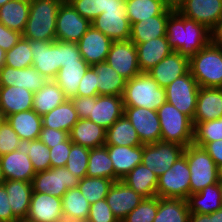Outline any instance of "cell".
<instances>
[{
  "instance_id": "obj_24",
  "label": "cell",
  "mask_w": 222,
  "mask_h": 222,
  "mask_svg": "<svg viewBox=\"0 0 222 222\" xmlns=\"http://www.w3.org/2000/svg\"><path fill=\"white\" fill-rule=\"evenodd\" d=\"M174 10L175 7L169 5L160 15L133 23L131 25L130 40L134 44H140L154 38L166 37L168 17Z\"/></svg>"
},
{
  "instance_id": "obj_67",
  "label": "cell",
  "mask_w": 222,
  "mask_h": 222,
  "mask_svg": "<svg viewBox=\"0 0 222 222\" xmlns=\"http://www.w3.org/2000/svg\"><path fill=\"white\" fill-rule=\"evenodd\" d=\"M4 181H5V178H4L3 171L1 168V163H0V186L3 185Z\"/></svg>"
},
{
  "instance_id": "obj_50",
  "label": "cell",
  "mask_w": 222,
  "mask_h": 222,
  "mask_svg": "<svg viewBox=\"0 0 222 222\" xmlns=\"http://www.w3.org/2000/svg\"><path fill=\"white\" fill-rule=\"evenodd\" d=\"M84 18L92 22L109 6V0H67Z\"/></svg>"
},
{
  "instance_id": "obj_6",
  "label": "cell",
  "mask_w": 222,
  "mask_h": 222,
  "mask_svg": "<svg viewBox=\"0 0 222 222\" xmlns=\"http://www.w3.org/2000/svg\"><path fill=\"white\" fill-rule=\"evenodd\" d=\"M157 115L161 125V141L176 143L185 148L193 143L194 126L187 115L167 102L157 110Z\"/></svg>"
},
{
  "instance_id": "obj_31",
  "label": "cell",
  "mask_w": 222,
  "mask_h": 222,
  "mask_svg": "<svg viewBox=\"0 0 222 222\" xmlns=\"http://www.w3.org/2000/svg\"><path fill=\"white\" fill-rule=\"evenodd\" d=\"M121 181L144 198L157 196L158 176L143 164L137 165Z\"/></svg>"
},
{
  "instance_id": "obj_17",
  "label": "cell",
  "mask_w": 222,
  "mask_h": 222,
  "mask_svg": "<svg viewBox=\"0 0 222 222\" xmlns=\"http://www.w3.org/2000/svg\"><path fill=\"white\" fill-rule=\"evenodd\" d=\"M123 114L124 104L122 96L98 95L91 97V109L88 119L106 130Z\"/></svg>"
},
{
  "instance_id": "obj_57",
  "label": "cell",
  "mask_w": 222,
  "mask_h": 222,
  "mask_svg": "<svg viewBox=\"0 0 222 222\" xmlns=\"http://www.w3.org/2000/svg\"><path fill=\"white\" fill-rule=\"evenodd\" d=\"M22 33L11 30L0 22V48L5 52L14 47L21 39Z\"/></svg>"
},
{
  "instance_id": "obj_30",
  "label": "cell",
  "mask_w": 222,
  "mask_h": 222,
  "mask_svg": "<svg viewBox=\"0 0 222 222\" xmlns=\"http://www.w3.org/2000/svg\"><path fill=\"white\" fill-rule=\"evenodd\" d=\"M34 93L18 86L0 87V108L5 116L31 110Z\"/></svg>"
},
{
  "instance_id": "obj_54",
  "label": "cell",
  "mask_w": 222,
  "mask_h": 222,
  "mask_svg": "<svg viewBox=\"0 0 222 222\" xmlns=\"http://www.w3.org/2000/svg\"><path fill=\"white\" fill-rule=\"evenodd\" d=\"M72 144L69 137L65 142L49 148L51 168L66 166Z\"/></svg>"
},
{
  "instance_id": "obj_42",
  "label": "cell",
  "mask_w": 222,
  "mask_h": 222,
  "mask_svg": "<svg viewBox=\"0 0 222 222\" xmlns=\"http://www.w3.org/2000/svg\"><path fill=\"white\" fill-rule=\"evenodd\" d=\"M168 6L164 0H125L130 25L160 15Z\"/></svg>"
},
{
  "instance_id": "obj_56",
  "label": "cell",
  "mask_w": 222,
  "mask_h": 222,
  "mask_svg": "<svg viewBox=\"0 0 222 222\" xmlns=\"http://www.w3.org/2000/svg\"><path fill=\"white\" fill-rule=\"evenodd\" d=\"M81 58V53L77 43L60 41L61 67L64 66V64L77 63V61Z\"/></svg>"
},
{
  "instance_id": "obj_33",
  "label": "cell",
  "mask_w": 222,
  "mask_h": 222,
  "mask_svg": "<svg viewBox=\"0 0 222 222\" xmlns=\"http://www.w3.org/2000/svg\"><path fill=\"white\" fill-rule=\"evenodd\" d=\"M6 121L20 139L37 140L42 129V117L33 109L14 113L6 117Z\"/></svg>"
},
{
  "instance_id": "obj_49",
  "label": "cell",
  "mask_w": 222,
  "mask_h": 222,
  "mask_svg": "<svg viewBox=\"0 0 222 222\" xmlns=\"http://www.w3.org/2000/svg\"><path fill=\"white\" fill-rule=\"evenodd\" d=\"M158 210V196L144 198L121 222H153Z\"/></svg>"
},
{
  "instance_id": "obj_27",
  "label": "cell",
  "mask_w": 222,
  "mask_h": 222,
  "mask_svg": "<svg viewBox=\"0 0 222 222\" xmlns=\"http://www.w3.org/2000/svg\"><path fill=\"white\" fill-rule=\"evenodd\" d=\"M69 136L74 144L93 149L105 146L106 129L89 119H79Z\"/></svg>"
},
{
  "instance_id": "obj_10",
  "label": "cell",
  "mask_w": 222,
  "mask_h": 222,
  "mask_svg": "<svg viewBox=\"0 0 222 222\" xmlns=\"http://www.w3.org/2000/svg\"><path fill=\"white\" fill-rule=\"evenodd\" d=\"M185 147L176 143L158 141L143 145L142 164L158 177L164 174L179 157Z\"/></svg>"
},
{
  "instance_id": "obj_37",
  "label": "cell",
  "mask_w": 222,
  "mask_h": 222,
  "mask_svg": "<svg viewBox=\"0 0 222 222\" xmlns=\"http://www.w3.org/2000/svg\"><path fill=\"white\" fill-rule=\"evenodd\" d=\"M30 12V0H10L0 7V22L23 33Z\"/></svg>"
},
{
  "instance_id": "obj_21",
  "label": "cell",
  "mask_w": 222,
  "mask_h": 222,
  "mask_svg": "<svg viewBox=\"0 0 222 222\" xmlns=\"http://www.w3.org/2000/svg\"><path fill=\"white\" fill-rule=\"evenodd\" d=\"M189 72V58L172 51L156 66L151 68L148 73L159 84L166 88L175 79Z\"/></svg>"
},
{
  "instance_id": "obj_45",
  "label": "cell",
  "mask_w": 222,
  "mask_h": 222,
  "mask_svg": "<svg viewBox=\"0 0 222 222\" xmlns=\"http://www.w3.org/2000/svg\"><path fill=\"white\" fill-rule=\"evenodd\" d=\"M113 180L99 177H84L79 180L78 188L90 204L105 199Z\"/></svg>"
},
{
  "instance_id": "obj_1",
  "label": "cell",
  "mask_w": 222,
  "mask_h": 222,
  "mask_svg": "<svg viewBox=\"0 0 222 222\" xmlns=\"http://www.w3.org/2000/svg\"><path fill=\"white\" fill-rule=\"evenodd\" d=\"M166 37L173 51L188 58L211 42L206 26L184 17L176 9L168 17Z\"/></svg>"
},
{
  "instance_id": "obj_20",
  "label": "cell",
  "mask_w": 222,
  "mask_h": 222,
  "mask_svg": "<svg viewBox=\"0 0 222 222\" xmlns=\"http://www.w3.org/2000/svg\"><path fill=\"white\" fill-rule=\"evenodd\" d=\"M111 44L112 40L92 25L77 42L81 57L90 66L106 61Z\"/></svg>"
},
{
  "instance_id": "obj_39",
  "label": "cell",
  "mask_w": 222,
  "mask_h": 222,
  "mask_svg": "<svg viewBox=\"0 0 222 222\" xmlns=\"http://www.w3.org/2000/svg\"><path fill=\"white\" fill-rule=\"evenodd\" d=\"M78 120L79 117L71 99H67L42 116V127L63 130L70 133Z\"/></svg>"
},
{
  "instance_id": "obj_19",
  "label": "cell",
  "mask_w": 222,
  "mask_h": 222,
  "mask_svg": "<svg viewBox=\"0 0 222 222\" xmlns=\"http://www.w3.org/2000/svg\"><path fill=\"white\" fill-rule=\"evenodd\" d=\"M34 222H64L61 198L32 192L27 217Z\"/></svg>"
},
{
  "instance_id": "obj_25",
  "label": "cell",
  "mask_w": 222,
  "mask_h": 222,
  "mask_svg": "<svg viewBox=\"0 0 222 222\" xmlns=\"http://www.w3.org/2000/svg\"><path fill=\"white\" fill-rule=\"evenodd\" d=\"M113 163L115 181L122 180L137 165L142 164L143 145L116 146L105 145Z\"/></svg>"
},
{
  "instance_id": "obj_68",
  "label": "cell",
  "mask_w": 222,
  "mask_h": 222,
  "mask_svg": "<svg viewBox=\"0 0 222 222\" xmlns=\"http://www.w3.org/2000/svg\"><path fill=\"white\" fill-rule=\"evenodd\" d=\"M218 177L219 181H222V165L218 166Z\"/></svg>"
},
{
  "instance_id": "obj_51",
  "label": "cell",
  "mask_w": 222,
  "mask_h": 222,
  "mask_svg": "<svg viewBox=\"0 0 222 222\" xmlns=\"http://www.w3.org/2000/svg\"><path fill=\"white\" fill-rule=\"evenodd\" d=\"M20 140L10 124L5 121L0 127V156L17 150Z\"/></svg>"
},
{
  "instance_id": "obj_53",
  "label": "cell",
  "mask_w": 222,
  "mask_h": 222,
  "mask_svg": "<svg viewBox=\"0 0 222 222\" xmlns=\"http://www.w3.org/2000/svg\"><path fill=\"white\" fill-rule=\"evenodd\" d=\"M97 73L95 69L90 66L85 75L79 82V87L75 96L81 97H95L98 96L97 92Z\"/></svg>"
},
{
  "instance_id": "obj_61",
  "label": "cell",
  "mask_w": 222,
  "mask_h": 222,
  "mask_svg": "<svg viewBox=\"0 0 222 222\" xmlns=\"http://www.w3.org/2000/svg\"><path fill=\"white\" fill-rule=\"evenodd\" d=\"M211 43L222 48V18L210 30Z\"/></svg>"
},
{
  "instance_id": "obj_59",
  "label": "cell",
  "mask_w": 222,
  "mask_h": 222,
  "mask_svg": "<svg viewBox=\"0 0 222 222\" xmlns=\"http://www.w3.org/2000/svg\"><path fill=\"white\" fill-rule=\"evenodd\" d=\"M70 99L77 111L79 119H88L91 109V97L74 96Z\"/></svg>"
},
{
  "instance_id": "obj_4",
  "label": "cell",
  "mask_w": 222,
  "mask_h": 222,
  "mask_svg": "<svg viewBox=\"0 0 222 222\" xmlns=\"http://www.w3.org/2000/svg\"><path fill=\"white\" fill-rule=\"evenodd\" d=\"M189 71L200 87L222 88V48L210 42L189 58Z\"/></svg>"
},
{
  "instance_id": "obj_11",
  "label": "cell",
  "mask_w": 222,
  "mask_h": 222,
  "mask_svg": "<svg viewBox=\"0 0 222 222\" xmlns=\"http://www.w3.org/2000/svg\"><path fill=\"white\" fill-rule=\"evenodd\" d=\"M31 183L33 192L48 193L62 198L68 189L78 186L79 179L67 168L56 167L36 172Z\"/></svg>"
},
{
  "instance_id": "obj_69",
  "label": "cell",
  "mask_w": 222,
  "mask_h": 222,
  "mask_svg": "<svg viewBox=\"0 0 222 222\" xmlns=\"http://www.w3.org/2000/svg\"><path fill=\"white\" fill-rule=\"evenodd\" d=\"M13 222H34V221H31L29 220L28 218H21V219H16L15 221Z\"/></svg>"
},
{
  "instance_id": "obj_16",
  "label": "cell",
  "mask_w": 222,
  "mask_h": 222,
  "mask_svg": "<svg viewBox=\"0 0 222 222\" xmlns=\"http://www.w3.org/2000/svg\"><path fill=\"white\" fill-rule=\"evenodd\" d=\"M175 9L209 30L222 18V0H181Z\"/></svg>"
},
{
  "instance_id": "obj_35",
  "label": "cell",
  "mask_w": 222,
  "mask_h": 222,
  "mask_svg": "<svg viewBox=\"0 0 222 222\" xmlns=\"http://www.w3.org/2000/svg\"><path fill=\"white\" fill-rule=\"evenodd\" d=\"M90 65L81 58L77 63L64 64L54 79L63 90L64 95L70 99L77 93L79 82L85 75Z\"/></svg>"
},
{
  "instance_id": "obj_47",
  "label": "cell",
  "mask_w": 222,
  "mask_h": 222,
  "mask_svg": "<svg viewBox=\"0 0 222 222\" xmlns=\"http://www.w3.org/2000/svg\"><path fill=\"white\" fill-rule=\"evenodd\" d=\"M222 140V118L199 122L194 127L195 145L204 147L208 142Z\"/></svg>"
},
{
  "instance_id": "obj_70",
  "label": "cell",
  "mask_w": 222,
  "mask_h": 222,
  "mask_svg": "<svg viewBox=\"0 0 222 222\" xmlns=\"http://www.w3.org/2000/svg\"><path fill=\"white\" fill-rule=\"evenodd\" d=\"M10 0H0V7L3 6L6 2H9Z\"/></svg>"
},
{
  "instance_id": "obj_52",
  "label": "cell",
  "mask_w": 222,
  "mask_h": 222,
  "mask_svg": "<svg viewBox=\"0 0 222 222\" xmlns=\"http://www.w3.org/2000/svg\"><path fill=\"white\" fill-rule=\"evenodd\" d=\"M86 222H119L113 215L106 199L91 204L89 216Z\"/></svg>"
},
{
  "instance_id": "obj_3",
  "label": "cell",
  "mask_w": 222,
  "mask_h": 222,
  "mask_svg": "<svg viewBox=\"0 0 222 222\" xmlns=\"http://www.w3.org/2000/svg\"><path fill=\"white\" fill-rule=\"evenodd\" d=\"M122 99L124 106L157 111L166 102L165 88L160 87L148 72H141L126 81Z\"/></svg>"
},
{
  "instance_id": "obj_8",
  "label": "cell",
  "mask_w": 222,
  "mask_h": 222,
  "mask_svg": "<svg viewBox=\"0 0 222 222\" xmlns=\"http://www.w3.org/2000/svg\"><path fill=\"white\" fill-rule=\"evenodd\" d=\"M190 195V171L182 155L164 174L158 177L157 196L187 200Z\"/></svg>"
},
{
  "instance_id": "obj_12",
  "label": "cell",
  "mask_w": 222,
  "mask_h": 222,
  "mask_svg": "<svg viewBox=\"0 0 222 222\" xmlns=\"http://www.w3.org/2000/svg\"><path fill=\"white\" fill-rule=\"evenodd\" d=\"M90 26L91 22L82 17L67 0L62 2L56 18V40L77 43Z\"/></svg>"
},
{
  "instance_id": "obj_48",
  "label": "cell",
  "mask_w": 222,
  "mask_h": 222,
  "mask_svg": "<svg viewBox=\"0 0 222 222\" xmlns=\"http://www.w3.org/2000/svg\"><path fill=\"white\" fill-rule=\"evenodd\" d=\"M90 149L81 145L72 144L65 168L79 180L86 177Z\"/></svg>"
},
{
  "instance_id": "obj_23",
  "label": "cell",
  "mask_w": 222,
  "mask_h": 222,
  "mask_svg": "<svg viewBox=\"0 0 222 222\" xmlns=\"http://www.w3.org/2000/svg\"><path fill=\"white\" fill-rule=\"evenodd\" d=\"M219 118H222V88L200 87L193 126Z\"/></svg>"
},
{
  "instance_id": "obj_7",
  "label": "cell",
  "mask_w": 222,
  "mask_h": 222,
  "mask_svg": "<svg viewBox=\"0 0 222 222\" xmlns=\"http://www.w3.org/2000/svg\"><path fill=\"white\" fill-rule=\"evenodd\" d=\"M91 25L112 41L129 40L131 25L126 16L125 0H109V6Z\"/></svg>"
},
{
  "instance_id": "obj_64",
  "label": "cell",
  "mask_w": 222,
  "mask_h": 222,
  "mask_svg": "<svg viewBox=\"0 0 222 222\" xmlns=\"http://www.w3.org/2000/svg\"><path fill=\"white\" fill-rule=\"evenodd\" d=\"M5 55L6 52L0 48V69L5 65Z\"/></svg>"
},
{
  "instance_id": "obj_44",
  "label": "cell",
  "mask_w": 222,
  "mask_h": 222,
  "mask_svg": "<svg viewBox=\"0 0 222 222\" xmlns=\"http://www.w3.org/2000/svg\"><path fill=\"white\" fill-rule=\"evenodd\" d=\"M86 176L115 181L113 163L109 158L106 146L90 149Z\"/></svg>"
},
{
  "instance_id": "obj_13",
  "label": "cell",
  "mask_w": 222,
  "mask_h": 222,
  "mask_svg": "<svg viewBox=\"0 0 222 222\" xmlns=\"http://www.w3.org/2000/svg\"><path fill=\"white\" fill-rule=\"evenodd\" d=\"M106 62L126 80L141 73L136 45L130 39L112 41Z\"/></svg>"
},
{
  "instance_id": "obj_41",
  "label": "cell",
  "mask_w": 222,
  "mask_h": 222,
  "mask_svg": "<svg viewBox=\"0 0 222 222\" xmlns=\"http://www.w3.org/2000/svg\"><path fill=\"white\" fill-rule=\"evenodd\" d=\"M189 216L187 200L158 197V210L153 222H188Z\"/></svg>"
},
{
  "instance_id": "obj_14",
  "label": "cell",
  "mask_w": 222,
  "mask_h": 222,
  "mask_svg": "<svg viewBox=\"0 0 222 222\" xmlns=\"http://www.w3.org/2000/svg\"><path fill=\"white\" fill-rule=\"evenodd\" d=\"M30 50L33 55L32 66L46 79L54 80L60 63V41L30 40Z\"/></svg>"
},
{
  "instance_id": "obj_40",
  "label": "cell",
  "mask_w": 222,
  "mask_h": 222,
  "mask_svg": "<svg viewBox=\"0 0 222 222\" xmlns=\"http://www.w3.org/2000/svg\"><path fill=\"white\" fill-rule=\"evenodd\" d=\"M105 145L139 146L143 145L129 119L123 114L110 128L106 130Z\"/></svg>"
},
{
  "instance_id": "obj_55",
  "label": "cell",
  "mask_w": 222,
  "mask_h": 222,
  "mask_svg": "<svg viewBox=\"0 0 222 222\" xmlns=\"http://www.w3.org/2000/svg\"><path fill=\"white\" fill-rule=\"evenodd\" d=\"M69 137V133L66 131L42 127L39 140L51 148L65 142Z\"/></svg>"
},
{
  "instance_id": "obj_60",
  "label": "cell",
  "mask_w": 222,
  "mask_h": 222,
  "mask_svg": "<svg viewBox=\"0 0 222 222\" xmlns=\"http://www.w3.org/2000/svg\"><path fill=\"white\" fill-rule=\"evenodd\" d=\"M217 166L222 165V140L208 142L203 147Z\"/></svg>"
},
{
  "instance_id": "obj_58",
  "label": "cell",
  "mask_w": 222,
  "mask_h": 222,
  "mask_svg": "<svg viewBox=\"0 0 222 222\" xmlns=\"http://www.w3.org/2000/svg\"><path fill=\"white\" fill-rule=\"evenodd\" d=\"M8 194L4 185L0 186V222H13L16 218L13 216L9 205Z\"/></svg>"
},
{
  "instance_id": "obj_29",
  "label": "cell",
  "mask_w": 222,
  "mask_h": 222,
  "mask_svg": "<svg viewBox=\"0 0 222 222\" xmlns=\"http://www.w3.org/2000/svg\"><path fill=\"white\" fill-rule=\"evenodd\" d=\"M3 185L8 194L13 216L16 219L26 218L33 192L32 183L19 180H5Z\"/></svg>"
},
{
  "instance_id": "obj_46",
  "label": "cell",
  "mask_w": 222,
  "mask_h": 222,
  "mask_svg": "<svg viewBox=\"0 0 222 222\" xmlns=\"http://www.w3.org/2000/svg\"><path fill=\"white\" fill-rule=\"evenodd\" d=\"M33 55L30 50V40L21 37L18 43L5 55V65L23 69L32 66Z\"/></svg>"
},
{
  "instance_id": "obj_62",
  "label": "cell",
  "mask_w": 222,
  "mask_h": 222,
  "mask_svg": "<svg viewBox=\"0 0 222 222\" xmlns=\"http://www.w3.org/2000/svg\"><path fill=\"white\" fill-rule=\"evenodd\" d=\"M188 222H210V214L190 212Z\"/></svg>"
},
{
  "instance_id": "obj_66",
  "label": "cell",
  "mask_w": 222,
  "mask_h": 222,
  "mask_svg": "<svg viewBox=\"0 0 222 222\" xmlns=\"http://www.w3.org/2000/svg\"><path fill=\"white\" fill-rule=\"evenodd\" d=\"M5 121H6V116L4 112L2 111V109L0 108V127Z\"/></svg>"
},
{
  "instance_id": "obj_71",
  "label": "cell",
  "mask_w": 222,
  "mask_h": 222,
  "mask_svg": "<svg viewBox=\"0 0 222 222\" xmlns=\"http://www.w3.org/2000/svg\"><path fill=\"white\" fill-rule=\"evenodd\" d=\"M220 188H221V199H222V181H219Z\"/></svg>"
},
{
  "instance_id": "obj_26",
  "label": "cell",
  "mask_w": 222,
  "mask_h": 222,
  "mask_svg": "<svg viewBox=\"0 0 222 222\" xmlns=\"http://www.w3.org/2000/svg\"><path fill=\"white\" fill-rule=\"evenodd\" d=\"M0 163L5 180L32 182L36 174L29 156L18 150L0 156Z\"/></svg>"
},
{
  "instance_id": "obj_34",
  "label": "cell",
  "mask_w": 222,
  "mask_h": 222,
  "mask_svg": "<svg viewBox=\"0 0 222 222\" xmlns=\"http://www.w3.org/2000/svg\"><path fill=\"white\" fill-rule=\"evenodd\" d=\"M189 211L192 213L211 214L222 208L220 184L206 186L199 193L187 198Z\"/></svg>"
},
{
  "instance_id": "obj_28",
  "label": "cell",
  "mask_w": 222,
  "mask_h": 222,
  "mask_svg": "<svg viewBox=\"0 0 222 222\" xmlns=\"http://www.w3.org/2000/svg\"><path fill=\"white\" fill-rule=\"evenodd\" d=\"M135 45L141 72H148L173 51L167 37H158Z\"/></svg>"
},
{
  "instance_id": "obj_22",
  "label": "cell",
  "mask_w": 222,
  "mask_h": 222,
  "mask_svg": "<svg viewBox=\"0 0 222 222\" xmlns=\"http://www.w3.org/2000/svg\"><path fill=\"white\" fill-rule=\"evenodd\" d=\"M47 81L33 66L17 69L4 65L0 69V87L18 86L35 93Z\"/></svg>"
},
{
  "instance_id": "obj_36",
  "label": "cell",
  "mask_w": 222,
  "mask_h": 222,
  "mask_svg": "<svg viewBox=\"0 0 222 222\" xmlns=\"http://www.w3.org/2000/svg\"><path fill=\"white\" fill-rule=\"evenodd\" d=\"M97 73L98 95L122 96L126 79L119 75L106 61L92 66Z\"/></svg>"
},
{
  "instance_id": "obj_9",
  "label": "cell",
  "mask_w": 222,
  "mask_h": 222,
  "mask_svg": "<svg viewBox=\"0 0 222 222\" xmlns=\"http://www.w3.org/2000/svg\"><path fill=\"white\" fill-rule=\"evenodd\" d=\"M200 86L189 71L165 88L166 102L187 115L192 121Z\"/></svg>"
},
{
  "instance_id": "obj_18",
  "label": "cell",
  "mask_w": 222,
  "mask_h": 222,
  "mask_svg": "<svg viewBox=\"0 0 222 222\" xmlns=\"http://www.w3.org/2000/svg\"><path fill=\"white\" fill-rule=\"evenodd\" d=\"M113 215L121 222L144 199L121 180L114 181L106 196Z\"/></svg>"
},
{
  "instance_id": "obj_5",
  "label": "cell",
  "mask_w": 222,
  "mask_h": 222,
  "mask_svg": "<svg viewBox=\"0 0 222 222\" xmlns=\"http://www.w3.org/2000/svg\"><path fill=\"white\" fill-rule=\"evenodd\" d=\"M183 155L190 171V195L219 183L218 166L203 147L192 143L184 149Z\"/></svg>"
},
{
  "instance_id": "obj_32",
  "label": "cell",
  "mask_w": 222,
  "mask_h": 222,
  "mask_svg": "<svg viewBox=\"0 0 222 222\" xmlns=\"http://www.w3.org/2000/svg\"><path fill=\"white\" fill-rule=\"evenodd\" d=\"M65 222H86L91 204L78 187L68 189L61 198Z\"/></svg>"
},
{
  "instance_id": "obj_43",
  "label": "cell",
  "mask_w": 222,
  "mask_h": 222,
  "mask_svg": "<svg viewBox=\"0 0 222 222\" xmlns=\"http://www.w3.org/2000/svg\"><path fill=\"white\" fill-rule=\"evenodd\" d=\"M17 150L29 156L35 172L45 171L51 168L49 148L39 139H21Z\"/></svg>"
},
{
  "instance_id": "obj_63",
  "label": "cell",
  "mask_w": 222,
  "mask_h": 222,
  "mask_svg": "<svg viewBox=\"0 0 222 222\" xmlns=\"http://www.w3.org/2000/svg\"><path fill=\"white\" fill-rule=\"evenodd\" d=\"M210 222H222V208L210 214Z\"/></svg>"
},
{
  "instance_id": "obj_38",
  "label": "cell",
  "mask_w": 222,
  "mask_h": 222,
  "mask_svg": "<svg viewBox=\"0 0 222 222\" xmlns=\"http://www.w3.org/2000/svg\"><path fill=\"white\" fill-rule=\"evenodd\" d=\"M67 99L58 84L54 80H48L34 93L32 109L42 117Z\"/></svg>"
},
{
  "instance_id": "obj_2",
  "label": "cell",
  "mask_w": 222,
  "mask_h": 222,
  "mask_svg": "<svg viewBox=\"0 0 222 222\" xmlns=\"http://www.w3.org/2000/svg\"><path fill=\"white\" fill-rule=\"evenodd\" d=\"M64 0H30V12L22 37L28 40H56L57 12Z\"/></svg>"
},
{
  "instance_id": "obj_15",
  "label": "cell",
  "mask_w": 222,
  "mask_h": 222,
  "mask_svg": "<svg viewBox=\"0 0 222 222\" xmlns=\"http://www.w3.org/2000/svg\"><path fill=\"white\" fill-rule=\"evenodd\" d=\"M124 115L136 129L143 145L161 140V125L157 111L144 107L124 106Z\"/></svg>"
},
{
  "instance_id": "obj_65",
  "label": "cell",
  "mask_w": 222,
  "mask_h": 222,
  "mask_svg": "<svg viewBox=\"0 0 222 222\" xmlns=\"http://www.w3.org/2000/svg\"><path fill=\"white\" fill-rule=\"evenodd\" d=\"M168 5L175 7L181 0H164Z\"/></svg>"
}]
</instances>
